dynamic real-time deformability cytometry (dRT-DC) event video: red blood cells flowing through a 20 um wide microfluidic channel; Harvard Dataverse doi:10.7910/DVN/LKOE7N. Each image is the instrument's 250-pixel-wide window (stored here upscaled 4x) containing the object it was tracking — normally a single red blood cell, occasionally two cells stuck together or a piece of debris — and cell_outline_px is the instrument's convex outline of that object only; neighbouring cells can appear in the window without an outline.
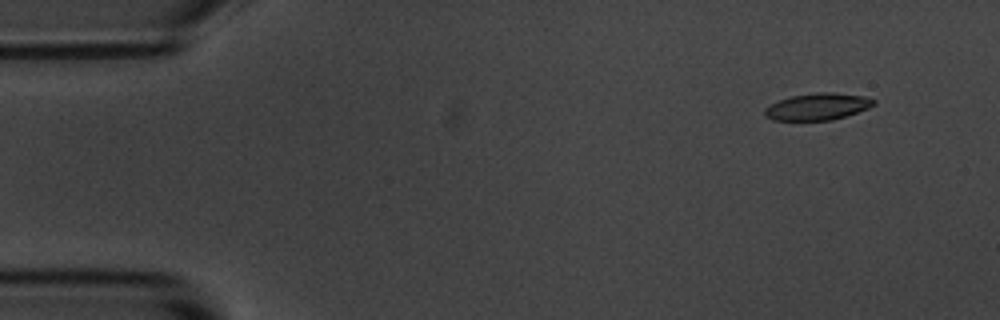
{"species": "common noctule bat (a hibernating species)", "species_latin": "Nyctalus noctula", "temperature_condition": "room temperature", "stored_images_in_passage": 6, "camera_frame_rate_fps": 3000, "um_per_image_px": 0.085, "animal": {"sex": "male", "body_mass_g": 20.1, "forearm_length_mm": 53.5}, "frame": {"image": 1, "passage_image": 2, "time_ms": 1.333, "image_size_px": [1000, 320], "cell_outline_px": [[876, 104], [868, 108], [832, 120], [772, 120], [764, 116], [764, 108], [780, 100], [792, 96], [816, 92], [836, 92], [864, 96], [876, 100]], "centroid_in_image_um": [69.5, 9.05], "position_along_channel_um": 15.5, "area_um2": 16.99}}
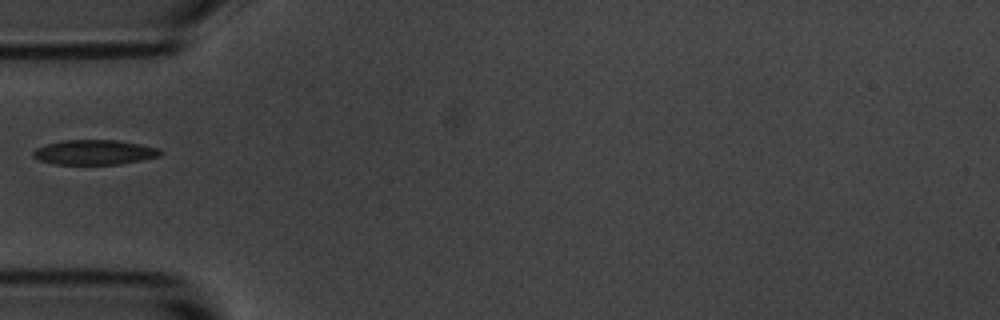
{"frame": {"image": 2, "passage_image": 5, "time_ms": 5.667, "image_size_px": [1000, 320], "cell_outline_px": [[160, 156], [120, 164], [56, 164], [40, 160], [32, 156], [32, 152], [36, 148], [48, 144], [64, 140], [116, 140], [140, 144], [160, 148]], "centroid_in_image_um": [8.02, 12.94], "position_along_channel_um": 77.0, "area_um2": 18.21}}